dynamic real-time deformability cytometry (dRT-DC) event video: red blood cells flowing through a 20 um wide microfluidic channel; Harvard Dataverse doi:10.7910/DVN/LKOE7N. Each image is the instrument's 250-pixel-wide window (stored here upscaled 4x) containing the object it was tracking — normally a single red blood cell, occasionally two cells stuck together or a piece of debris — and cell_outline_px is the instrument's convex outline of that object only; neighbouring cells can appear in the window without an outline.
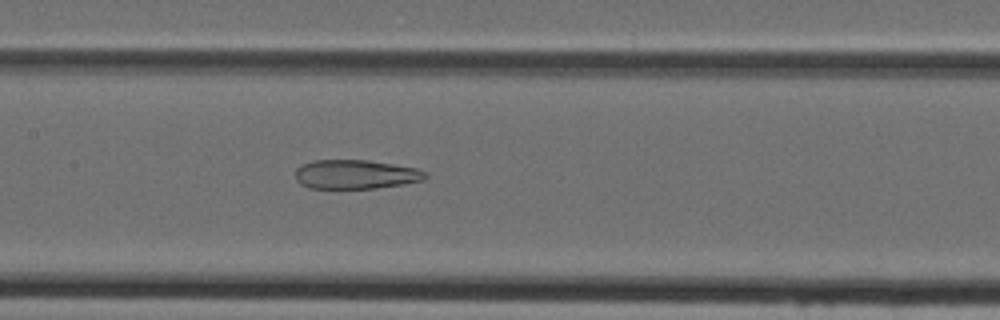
{"species": "Egyptian fruit bat (a non-hibernating species)", "species_latin": "Rousettus aegyptiacus", "temperature_condition": "cold", "stored_images_in_passage": 32, "camera_frame_rate_fps": 3000, "um_per_image_px": 0.085, "animal": {"sex": "female"}, "frame": {"image": 1, "passage_image": 8, "time_ms": 2.333, "image_size_px": [1000, 320], "cell_outline_px": [[428, 176], [424, 180], [404, 184], [376, 188], [308, 188], [300, 184], [296, 180], [296, 168], [300, 164], [316, 160], [368, 160], [416, 168], [424, 172]], "centroid_in_image_um": [30.2, 14.82], "position_along_channel_um": 177.2, "area_um2": 22.08}}
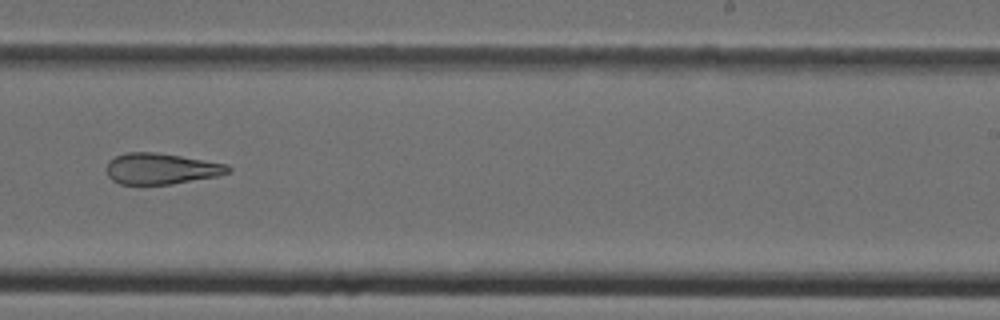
{"frame": {"image": 2, "passage_image": 15, "time_ms": 4.667, "image_size_px": [1000, 320], "cell_outline_px": [[232, 172], [216, 176], [172, 184], [120, 184], [112, 180], [108, 176], [108, 160], [116, 156], [128, 152], [156, 152], [180, 156], [224, 164], [232, 168]], "centroid_in_image_um": [13.69, 14.34], "position_along_channel_um": 275.3, "area_um2": 21.73}}
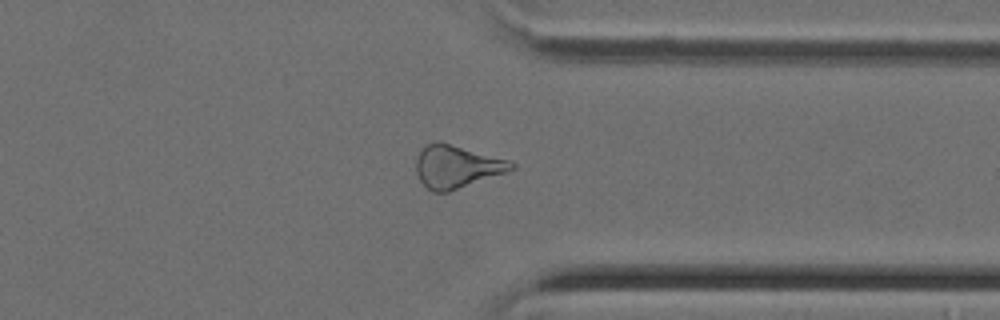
{"frame": {"image": 3, "passage_image": 22, "time_ms": 7.0, "image_size_px": [1000, 320], "cell_outline_px": [[516, 168], [508, 172], [448, 192], [432, 192], [420, 180], [416, 172], [416, 160], [420, 152], [428, 144], [436, 140], [440, 140], [508, 160], [516, 164]], "centroid_in_image_um": [38.83, 14.16], "position_along_channel_um": 372.6, "area_um2": 23.76}}